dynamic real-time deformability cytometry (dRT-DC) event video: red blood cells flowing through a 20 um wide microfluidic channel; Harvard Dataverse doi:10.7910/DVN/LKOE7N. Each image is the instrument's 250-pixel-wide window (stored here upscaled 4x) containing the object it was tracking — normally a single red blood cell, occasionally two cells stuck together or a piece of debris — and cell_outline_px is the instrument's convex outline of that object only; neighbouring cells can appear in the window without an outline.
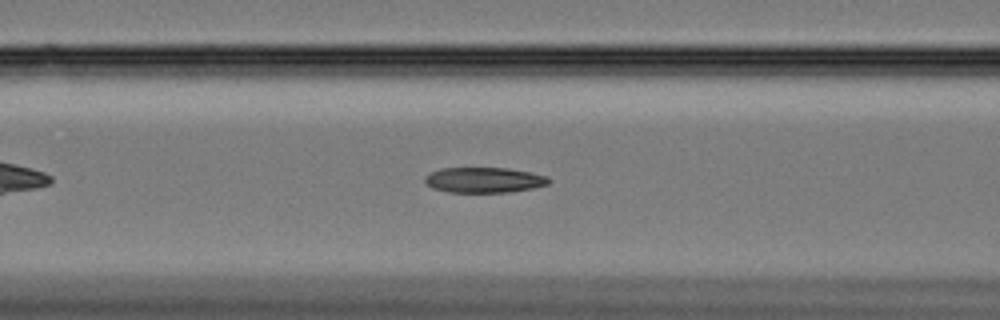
{"species": "Egyptian fruit bat (a non-hibernating species)", "species_latin": "Rousettus aegyptiacus", "temperature_condition": "cold", "stored_images_in_passage": 38, "camera_frame_rate_fps": 3000, "um_per_image_px": 0.085, "animal": {"sex": "female"}, "frame": {"image": 1, "passage_image": 9, "time_ms": 2.667, "image_size_px": [1000, 320], "cell_outline_px": [[552, 180], [548, 184], [532, 188], [508, 192], [448, 192], [432, 188], [424, 180], [432, 172], [440, 168], [508, 168], [548, 176]], "centroid_in_image_um": [41.18, 15.3], "position_along_channel_um": 125.4, "area_um2": 18.15}}
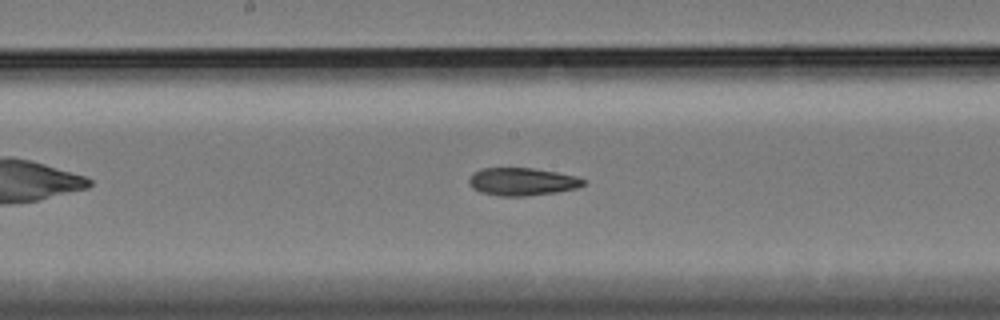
{"frame": {"image": 2, "passage_image": 16, "time_ms": 5.0, "image_size_px": [1000, 320], "cell_outline_px": [[584, 184], [576, 188], [556, 192], [524, 196], [500, 196], [480, 192], [472, 188], [468, 184], [468, 180], [472, 172], [480, 168], [532, 168], [556, 172], [576, 176], [584, 180]], "centroid_in_image_um": [44.31, 15.43], "position_along_channel_um": 203.9, "area_um2": 18.5}}
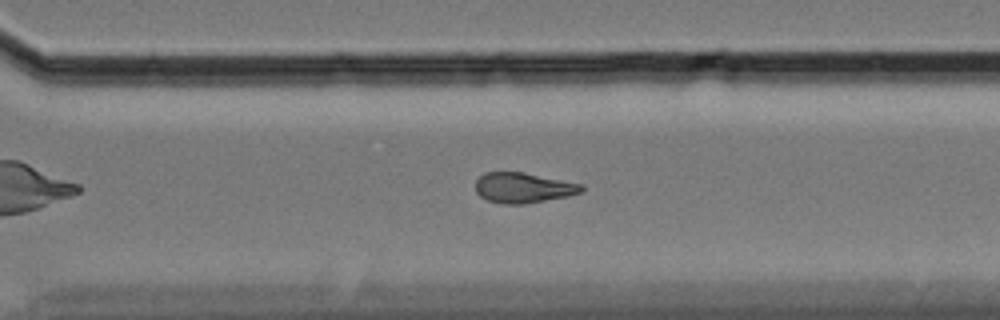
{"frame": {"image": 3, "passage_image": 27, "time_ms": 8.667, "image_size_px": [1000, 320], "cell_outline_px": [[584, 192], [568, 196], [524, 204], [504, 204], [488, 200], [480, 196], [476, 192], [476, 180], [484, 172], [520, 172], [584, 184]], "centroid_in_image_um": [44.49, 15.96], "position_along_channel_um": 326.1, "area_um2": 18.67}, "authors_computed_cell_mechanics": {"area_um2": 18.785, "velocity_mm_per_s": 3.3511, "shape_relaxation_time_tau1_ms": 9.5021, "shape_relaxation_time_tau2_ms": 4.4691, "deformation_change_tau1": 0.2091, "deformation_change_tau2": 0.1238}}